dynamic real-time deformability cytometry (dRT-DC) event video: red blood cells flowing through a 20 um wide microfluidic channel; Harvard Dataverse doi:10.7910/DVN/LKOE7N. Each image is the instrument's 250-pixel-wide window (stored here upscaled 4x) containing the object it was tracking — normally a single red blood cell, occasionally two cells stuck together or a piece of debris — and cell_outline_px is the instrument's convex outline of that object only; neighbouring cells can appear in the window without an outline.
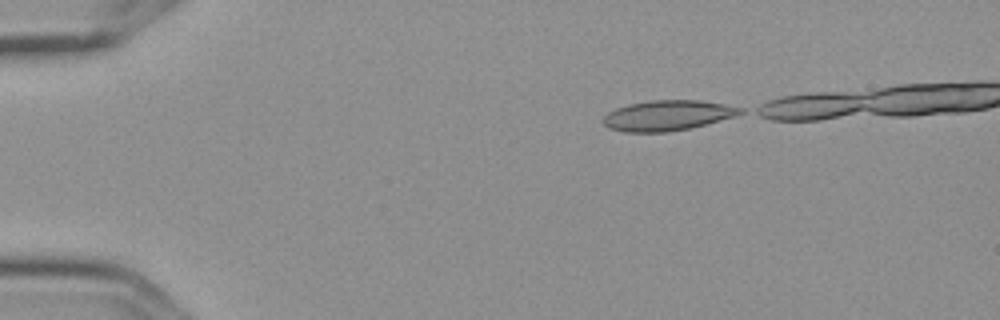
{"species": "Egyptian fruit bat (a non-hibernating species)", "species_latin": "Rousettus aegyptiacus", "temperature_condition": "cold", "stored_images_in_passage": 4, "camera_frame_rate_fps": 3000, "um_per_image_px": 0.085, "frame": {"image": 1, "passage_image": 1, "time_ms": 0.0, "image_size_px": [1000, 320], "cell_outline_px": [[744, 112], [732, 116], [704, 124], [688, 128], [664, 132], [624, 132], [612, 128], [604, 124], [604, 116], [608, 112], [616, 108], [628, 104], [648, 100], [700, 100], [724, 104], [744, 108]], "centroid_in_image_um": [56.72, 9.79], "position_along_channel_um": 28.3, "area_um2": 23.81}}